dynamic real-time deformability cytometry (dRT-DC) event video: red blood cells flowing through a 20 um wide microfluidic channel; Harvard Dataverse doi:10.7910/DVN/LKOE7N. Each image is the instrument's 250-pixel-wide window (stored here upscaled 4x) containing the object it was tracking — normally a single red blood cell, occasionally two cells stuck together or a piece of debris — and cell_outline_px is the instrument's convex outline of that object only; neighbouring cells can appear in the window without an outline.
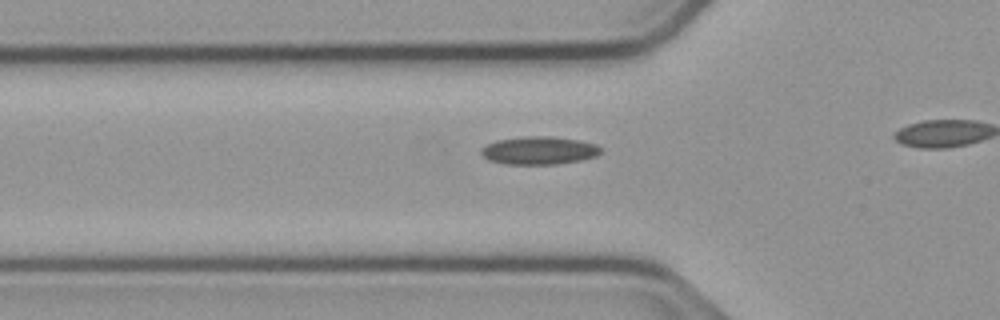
{"species": "common noctule bat (a hibernating species)", "species_latin": "Nyctalus noctula", "temperature_condition": "cold", "stored_images_in_passage": 27, "camera_frame_rate_fps": 3000, "um_per_image_px": 0.085, "animal": {"sex": "male", "body_mass_g": 23.1, "forearm_length_mm": 52.7}, "frame": {"image": 1, "passage_image": 2, "time_ms": 0.333, "image_size_px": [1000, 320], "cell_outline_px": [[600, 152], [596, 156], [580, 160], [556, 164], [504, 164], [488, 160], [480, 152], [488, 144], [496, 140], [524, 136], [552, 136], [580, 140], [596, 144], [600, 148]], "centroid_in_image_um": [45.82, 12.78], "position_along_channel_um": 80.0, "area_um2": 19.42}}
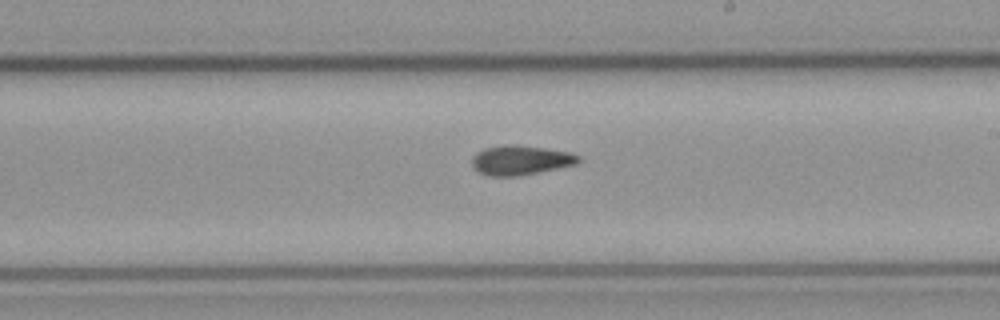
{"frame": {"image": 2, "passage_image": 15, "time_ms": 4.667, "image_size_px": [1000, 320], "cell_outline_px": [[580, 160], [576, 164], [520, 176], [488, 176], [480, 172], [472, 164], [472, 156], [476, 152], [484, 148], [504, 144], [516, 144], [544, 148], [568, 152], [580, 156]], "centroid_in_image_um": [44.22, 13.6], "position_along_channel_um": 244.8, "area_um2": 18.32}}
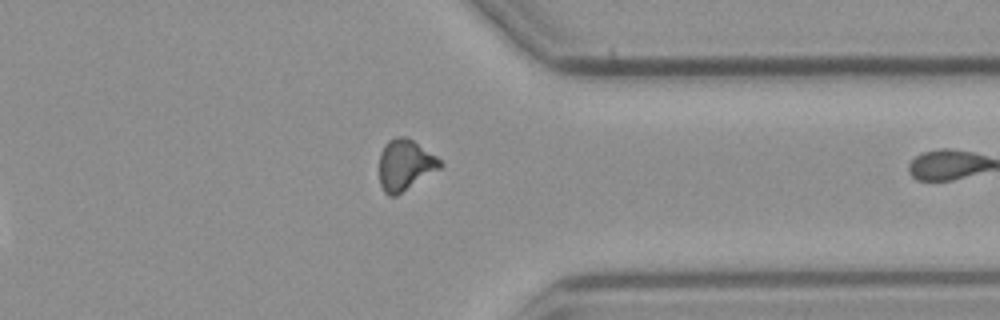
{"frame": {"image": 3, "passage_image": 26, "time_ms": 8.333, "image_size_px": [1000, 320], "cell_outline_px": [[444, 164], [440, 168], [396, 196], [388, 196], [384, 192], [380, 184], [380, 152], [384, 144], [388, 140], [396, 136], [408, 136], [436, 156]], "centroid_in_image_um": [34.42, 14.0], "position_along_channel_um": 377.0, "area_um2": 18.09}}